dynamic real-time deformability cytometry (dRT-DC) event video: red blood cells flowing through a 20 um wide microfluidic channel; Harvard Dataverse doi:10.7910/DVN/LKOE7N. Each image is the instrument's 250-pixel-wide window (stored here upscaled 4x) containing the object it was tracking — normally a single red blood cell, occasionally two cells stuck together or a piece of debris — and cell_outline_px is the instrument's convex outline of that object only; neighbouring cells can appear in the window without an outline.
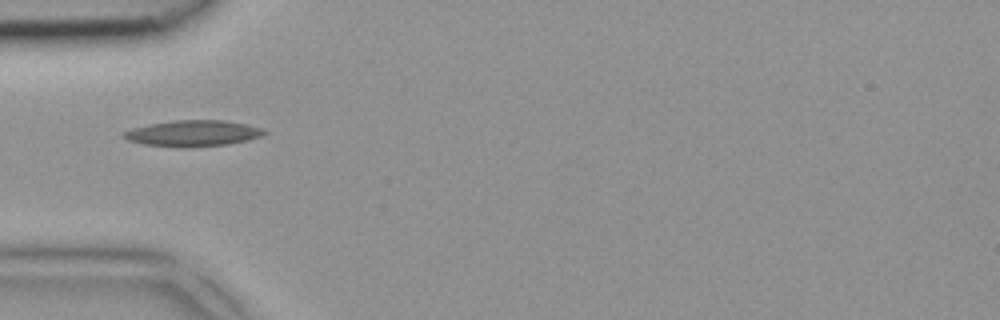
{"species": "common noctule bat (a hibernating species)", "species_latin": "Nyctalus noctula", "temperature_condition": "room temperature", "stored_images_in_passage": 1, "camera_frame_rate_fps": 3000, "um_per_image_px": 0.085, "animal": {"sex": "female", "body_mass_g": 18.4}, "frame": {"image": 1, "passage_image": 1, "time_ms": 0.0, "image_size_px": [1000, 320], "cell_outline_px": [[268, 132], [260, 136], [248, 140], [228, 144], [188, 148], [176, 148], [144, 144], [128, 140], [120, 136], [124, 132], [132, 128], [172, 120], [224, 120], [264, 128]], "centroid_in_image_um": [16.4, 11.34], "position_along_channel_um": 68.6, "area_um2": 21.5}}